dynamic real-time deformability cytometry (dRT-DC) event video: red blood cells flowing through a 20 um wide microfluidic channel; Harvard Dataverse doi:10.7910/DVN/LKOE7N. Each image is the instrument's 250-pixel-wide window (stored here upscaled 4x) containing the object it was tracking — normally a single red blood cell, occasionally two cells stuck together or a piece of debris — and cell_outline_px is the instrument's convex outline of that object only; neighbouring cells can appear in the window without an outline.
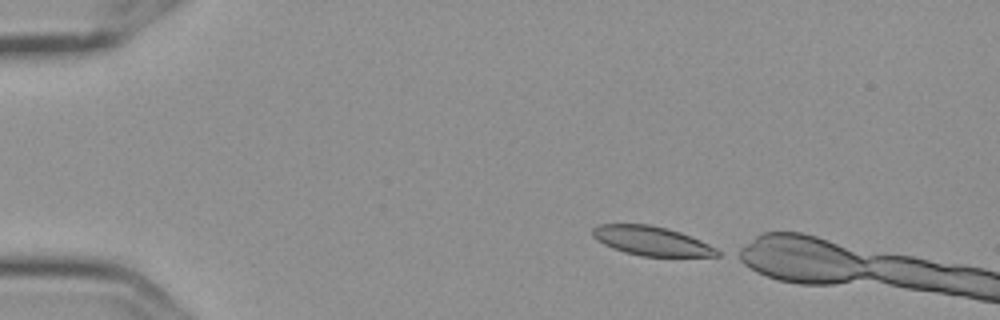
{"species": "Egyptian fruit bat (a non-hibernating species)", "species_latin": "Rousettus aegyptiacus", "temperature_condition": "cold", "stored_images_in_passage": 3, "camera_frame_rate_fps": 3000, "um_per_image_px": 0.085, "frame": {"image": 1, "passage_image": 1, "time_ms": 0.0, "image_size_px": [1000, 320], "cell_outline_px": [[724, 252], [720, 256], [640, 256], [624, 252], [612, 248], [596, 240], [592, 236], [592, 228], [600, 224], [648, 224], [668, 228], [680, 232], [700, 240]], "centroid_in_image_um": [55.39, 20.48], "position_along_channel_um": 29.6, "area_um2": 21.33}}